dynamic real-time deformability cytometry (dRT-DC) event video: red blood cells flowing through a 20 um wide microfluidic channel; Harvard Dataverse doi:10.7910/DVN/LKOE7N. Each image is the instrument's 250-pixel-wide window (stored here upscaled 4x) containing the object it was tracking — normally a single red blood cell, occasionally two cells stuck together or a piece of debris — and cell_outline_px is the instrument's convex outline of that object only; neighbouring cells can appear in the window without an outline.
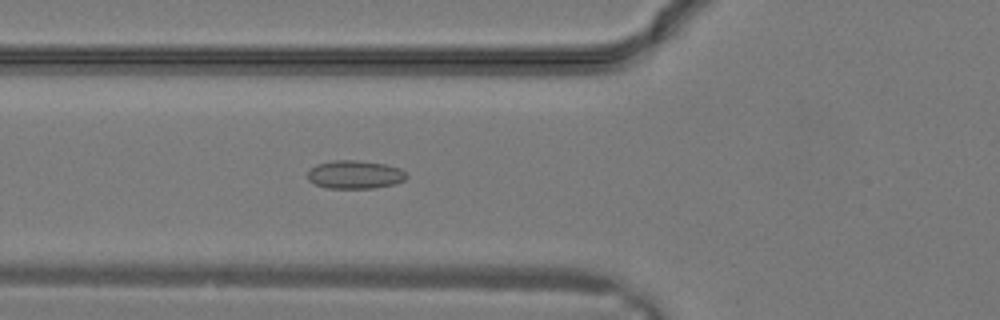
{"species": "common noctule bat (a hibernating species)", "species_latin": "Nyctalus noctula", "temperature_condition": "warm", "stored_images_in_passage": 12, "camera_frame_rate_fps": 3000, "um_per_image_px": 0.085, "animal": {"sex": "male", "body_mass_g": 19.2, "forearm_length_mm": 51.8}, "frame": {"image": 1, "passage_image": 10, "time_ms": 3.0, "image_size_px": [1000, 320], "cell_outline_px": [[408, 176], [404, 180], [396, 184], [372, 188], [328, 188], [316, 184], [308, 180], [308, 172], [316, 164], [332, 160], [356, 160], [384, 164], [400, 168]], "centroid_in_image_um": [30.17, 14.84], "position_along_channel_um": 95.6, "area_um2": 16.24}}
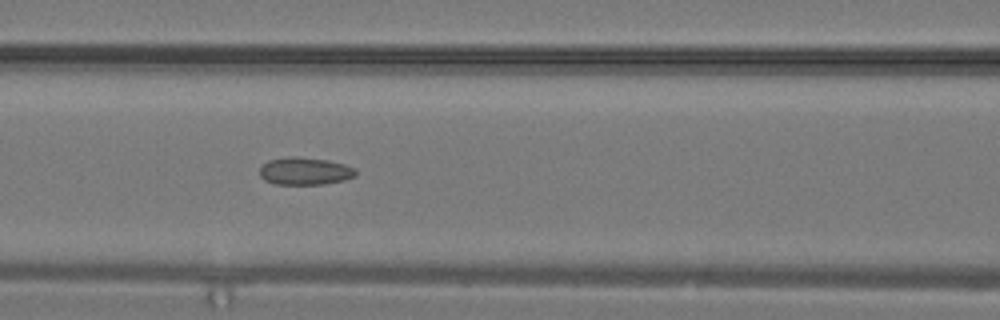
{"frame": {"image": 2, "passage_image": 12, "time_ms": 3.667, "image_size_px": [1000, 320], "cell_outline_px": [[356, 176], [344, 180], [324, 184], [272, 184], [264, 180], [260, 176], [260, 168], [268, 160], [292, 156], [296, 156], [328, 160], [344, 164], [356, 168]], "centroid_in_image_um": [25.92, 14.55], "position_along_channel_um": 140.7, "area_um2": 15.49}}